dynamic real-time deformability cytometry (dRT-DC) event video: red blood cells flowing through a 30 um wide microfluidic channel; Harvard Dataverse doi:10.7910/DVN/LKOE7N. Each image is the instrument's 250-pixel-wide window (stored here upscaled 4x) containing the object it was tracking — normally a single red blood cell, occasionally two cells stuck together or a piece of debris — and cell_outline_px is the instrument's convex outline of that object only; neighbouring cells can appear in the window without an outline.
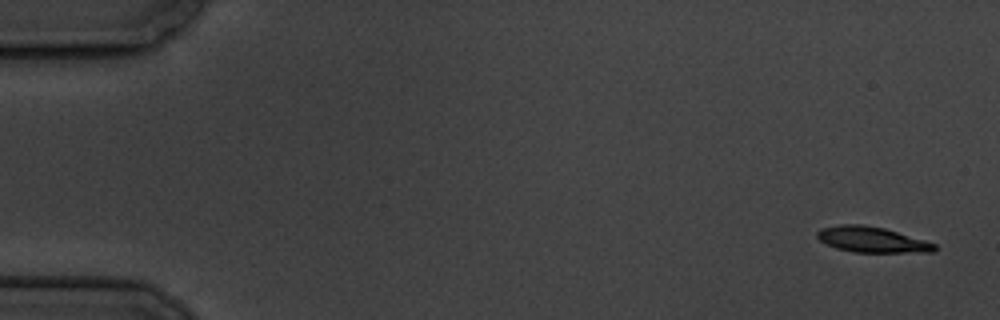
{"species": "common noctule bat (a hibernating species)", "species_latin": "Nyctalus noctula", "temperature_condition": "cold", "stored_images_in_passage": 5, "camera_frame_rate_fps": 3000, "um_per_image_px": 0.085, "animal": {"sex": "male", "body_mass_g": 19.5, "forearm_length_mm": 54.6}, "frame": {"image": 1, "passage_image": 1, "time_ms": 0.0, "image_size_px": [1000, 320], "cell_outline_px": [[936, 248], [932, 252], [852, 252], [836, 248], [820, 240], [816, 236], [816, 232], [820, 228], [840, 224], [864, 224], [884, 228], [924, 240], [936, 244]], "centroid_in_image_um": [74.07, 20.36], "position_along_channel_um": 10.9, "area_um2": 17.46}}
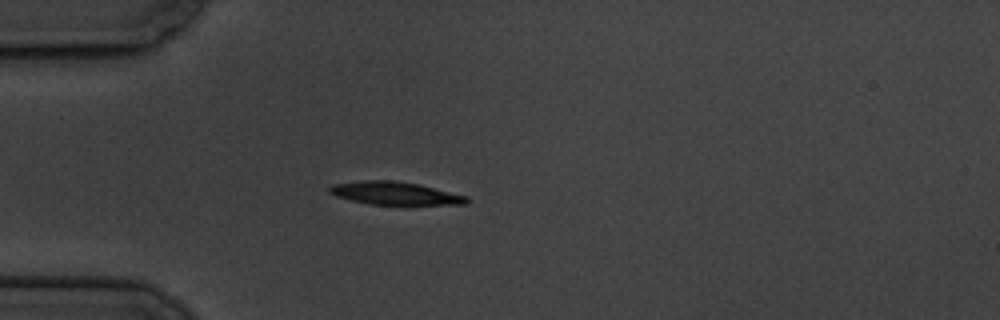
{"frame": {"image": 2, "passage_image": 5, "time_ms": 4.667, "image_size_px": [1000, 320], "cell_outline_px": [[468, 204], [412, 208], [368, 204], [336, 196], [328, 192], [328, 188], [332, 184], [360, 180], [392, 180], [420, 184], [468, 196]], "centroid_in_image_um": [33.68, 16.49], "position_along_channel_um": 51.3, "area_um2": 19.77}}